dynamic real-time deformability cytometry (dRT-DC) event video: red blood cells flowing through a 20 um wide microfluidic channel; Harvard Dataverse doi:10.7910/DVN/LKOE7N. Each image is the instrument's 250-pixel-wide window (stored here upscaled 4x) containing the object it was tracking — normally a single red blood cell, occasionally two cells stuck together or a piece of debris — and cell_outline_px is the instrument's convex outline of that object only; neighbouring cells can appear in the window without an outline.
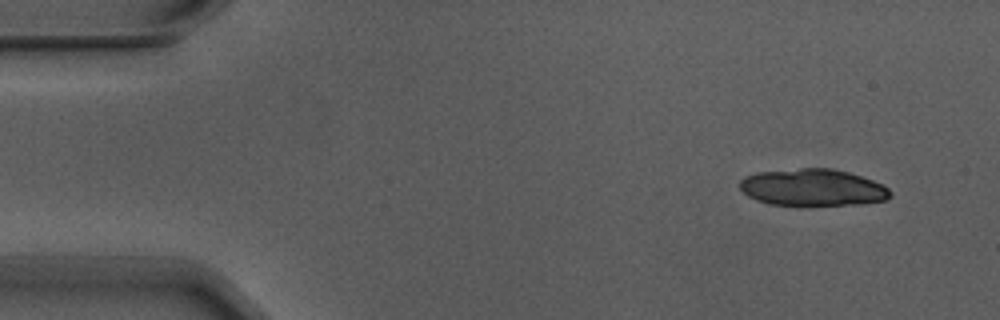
{"species": "Egyptian fruit bat (a non-hibernating species)", "species_latin": "Rousettus aegyptiacus", "temperature_condition": "warm", "stored_images_in_passage": 4, "camera_frame_rate_fps": 3000, "um_per_image_px": 0.085, "animal": {"sex": "male"}, "frame": {"image": 1, "passage_image": 1, "time_ms": 0.0, "image_size_px": [1000, 320], "cell_outline_px": [[892, 196], [884, 200], [860, 204], [768, 204], [756, 200], [748, 196], [740, 188], [740, 180], [744, 176], [756, 172], [800, 168], [832, 168], [848, 172], [872, 180], [888, 188], [892, 192]], "centroid_in_image_um": [69.05, 15.92], "position_along_channel_um": 15.9, "area_um2": 32.08}}